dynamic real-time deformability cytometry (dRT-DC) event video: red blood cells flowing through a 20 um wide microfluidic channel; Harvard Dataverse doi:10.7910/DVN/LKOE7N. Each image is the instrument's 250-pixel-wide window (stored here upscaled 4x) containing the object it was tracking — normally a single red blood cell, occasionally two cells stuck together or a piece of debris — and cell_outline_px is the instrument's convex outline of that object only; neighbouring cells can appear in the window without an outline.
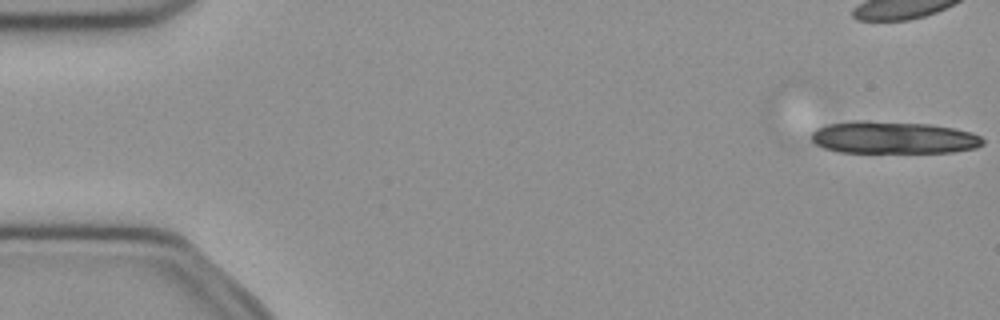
{"species": "common noctule bat (a hibernating species)", "species_latin": "Nyctalus noctula", "temperature_condition": "cold", "stored_images_in_passage": 2, "camera_frame_rate_fps": 3000, "um_per_image_px": 0.085, "animal": {"sex": "female", "body_mass_g": 21.9}, "frame": {"image": 1, "passage_image": 2, "time_ms": 0.333, "image_size_px": [1000, 320], "cell_outline_px": [[984, 144], [976, 148], [952, 152], [840, 152], [824, 148], [816, 144], [812, 140], [812, 132], [816, 128], [828, 124], [852, 120], [864, 120], [928, 124], [952, 128], [972, 132], [980, 136], [984, 140]], "centroid_in_image_um": [75.93, 11.69], "position_along_channel_um": 9.1, "area_um2": 32.31}}